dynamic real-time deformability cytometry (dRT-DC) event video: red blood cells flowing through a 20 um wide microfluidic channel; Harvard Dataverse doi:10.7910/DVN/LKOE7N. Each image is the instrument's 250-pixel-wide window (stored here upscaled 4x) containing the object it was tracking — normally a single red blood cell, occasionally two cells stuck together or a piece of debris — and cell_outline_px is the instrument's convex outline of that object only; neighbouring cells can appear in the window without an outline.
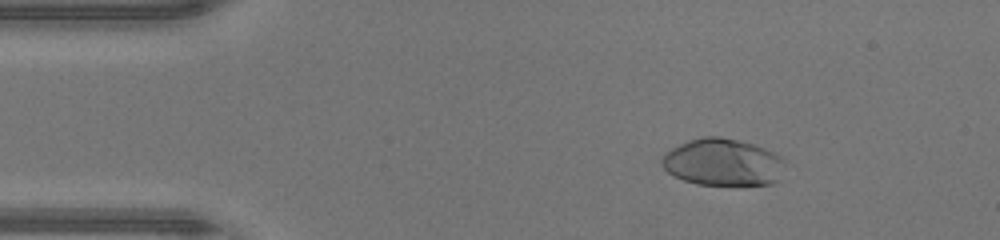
{"species": "human", "species_latin": "Homo sapiens", "temperature_condition": "warm", "stored_images_in_passage": 47, "camera_frame_rate_fps": 3000, "um_per_image_px": 0.085, "donor": {"sex": "male"}, "frame": {"image": 1, "passage_image": 7, "time_ms": 2.0, "image_size_px": [1000, 240], "cell_outline_px": [[784, 160], [776, 184], [696, 184], [684, 180], [668, 172], [660, 164], [660, 160], [664, 152], [688, 140], [704, 136], [720, 136], [740, 140], [764, 148], [780, 156]], "centroid_in_image_um": [61.39, 13.77], "position_along_channel_um": 23.6, "area_um2": 33.58}}
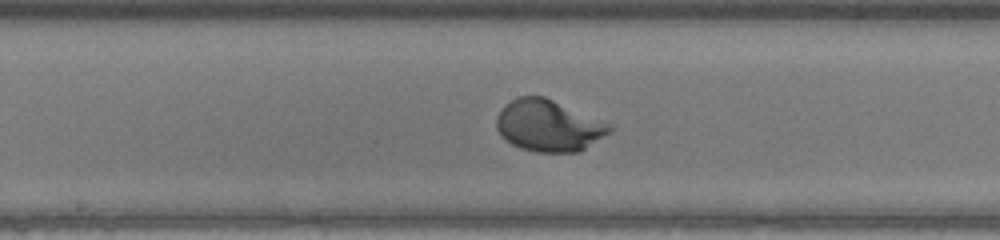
{"frame": {"image": 2, "passage_image": 24, "time_ms": 7.667, "image_size_px": [1000, 240], "cell_outline_px": [[612, 132], [580, 152], [536, 152], [520, 148], [504, 140], [500, 136], [496, 128], [496, 116], [504, 104], [516, 96], [544, 96], [612, 124]], "centroid_in_image_um": [46.62, 10.68], "position_along_channel_um": 201.6, "area_um2": 34.45}}
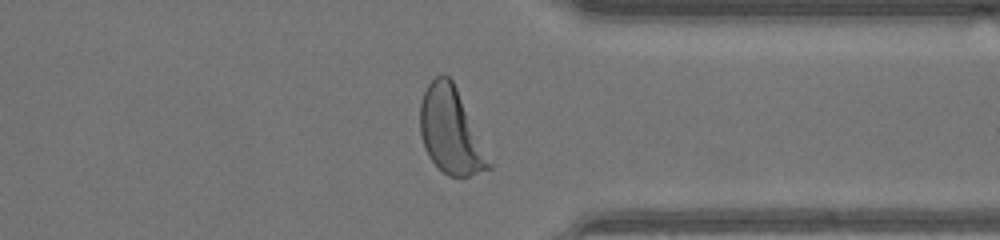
{"frame": {"image": 3, "passage_image": 36, "time_ms": 11.667, "image_size_px": [1000, 240], "cell_outline_px": [[492, 168], [468, 176], [448, 176], [428, 156], [424, 148], [420, 132], [420, 104], [424, 92], [428, 84], [436, 76], [448, 76], [452, 80], [456, 88], [492, 164]], "centroid_in_image_um": [38.29, 11.14], "position_along_channel_um": 373.1, "area_um2": 33.64}, "authors_computed_cell_mechanics": {"area_um2": 33.6396, "velocity_mm_per_s": 4.4111, "shape_relaxation_time_tau1_ms": 1.831, "shape_relaxation_time_tau2_ms": null, "deformation_change_tau1": 0.1936, "deformation_change_tau2": null}}